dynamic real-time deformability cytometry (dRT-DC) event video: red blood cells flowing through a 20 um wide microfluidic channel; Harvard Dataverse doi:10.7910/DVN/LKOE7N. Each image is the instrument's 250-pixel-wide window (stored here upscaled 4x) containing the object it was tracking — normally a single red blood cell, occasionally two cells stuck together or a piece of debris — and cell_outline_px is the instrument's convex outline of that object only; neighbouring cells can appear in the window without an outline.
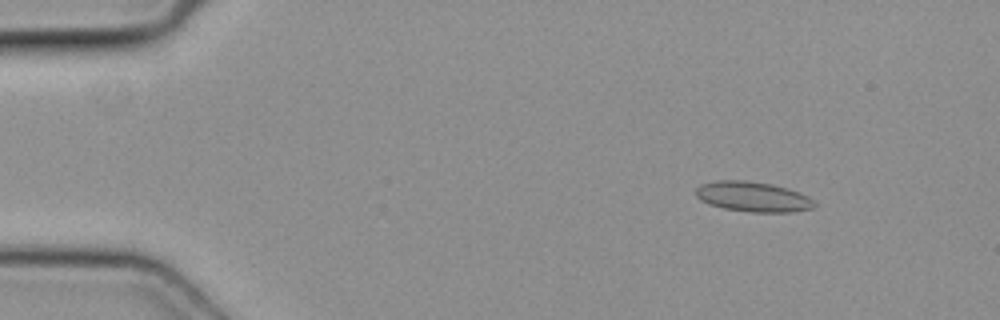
{"species": "common noctule bat (a hibernating species)", "species_latin": "Nyctalus noctula", "temperature_condition": "cold", "stored_images_in_passage": 16, "camera_frame_rate_fps": 3000, "um_per_image_px": 0.085, "animal": {"sex": "female", "body_mass_g": 19.3, "forearm_length_mm": 54.1}, "frame": {"image": 1, "passage_image": 7, "time_ms": 2.0, "image_size_px": [1000, 320], "cell_outline_px": [[816, 204], [812, 208], [792, 212], [752, 212], [724, 208], [708, 204], [700, 200], [696, 196], [696, 188], [700, 184], [716, 180], [744, 180], [772, 184], [788, 188], [800, 192], [808, 196]], "centroid_in_image_um": [63.98, 16.71], "position_along_channel_um": 21.0, "area_um2": 20.87}}
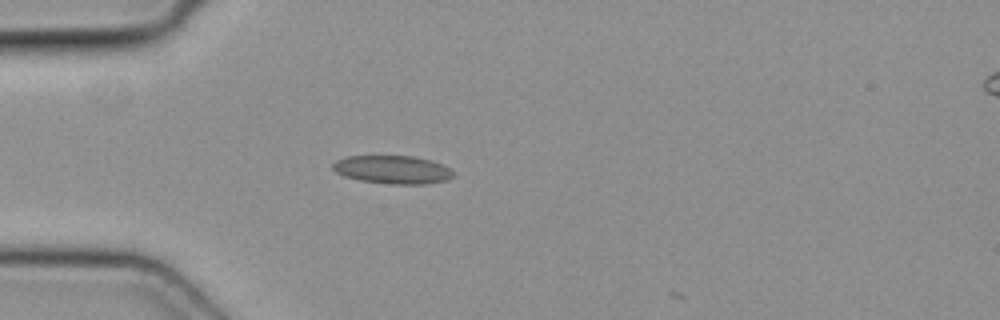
{"frame": {"image": 2, "passage_image": 15, "time_ms": 4.667, "image_size_px": [1000, 320], "cell_outline_px": [[456, 176], [448, 180], [428, 184], [392, 184], [360, 180], [344, 176], [336, 172], [332, 168], [332, 164], [336, 160], [348, 156], [412, 156], [432, 160], [456, 172]], "centroid_in_image_um": [33.41, 14.42], "position_along_channel_um": 51.6, "area_um2": 19.94}}